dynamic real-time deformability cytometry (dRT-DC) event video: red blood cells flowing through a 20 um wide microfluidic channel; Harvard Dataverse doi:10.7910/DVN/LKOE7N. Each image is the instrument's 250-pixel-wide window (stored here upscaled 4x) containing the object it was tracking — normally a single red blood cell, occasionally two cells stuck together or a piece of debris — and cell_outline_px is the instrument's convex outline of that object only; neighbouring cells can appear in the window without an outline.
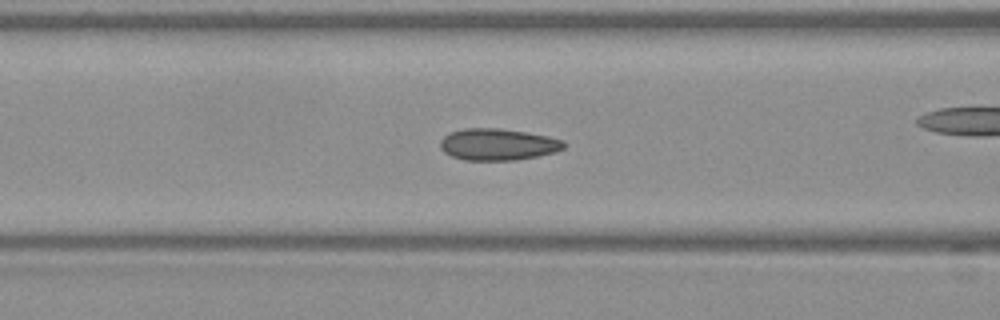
{"species": "Egyptian fruit bat (a non-hibernating species)", "species_latin": "Rousettus aegyptiacus", "temperature_condition": "warm", "stored_images_in_passage": 54, "camera_frame_rate_fps": 3000, "um_per_image_px": 0.085, "frame": {"image": 1, "passage_image": 21, "time_ms": 6.667, "image_size_px": [1000, 320], "cell_outline_px": [[568, 144], [564, 148], [556, 152], [516, 160], [464, 160], [452, 156], [444, 152], [440, 148], [440, 140], [448, 132], [464, 128], [500, 128], [548, 136], [564, 140]], "centroid_in_image_um": [42.32, 12.27], "position_along_channel_um": 124.3, "area_um2": 23.0}}
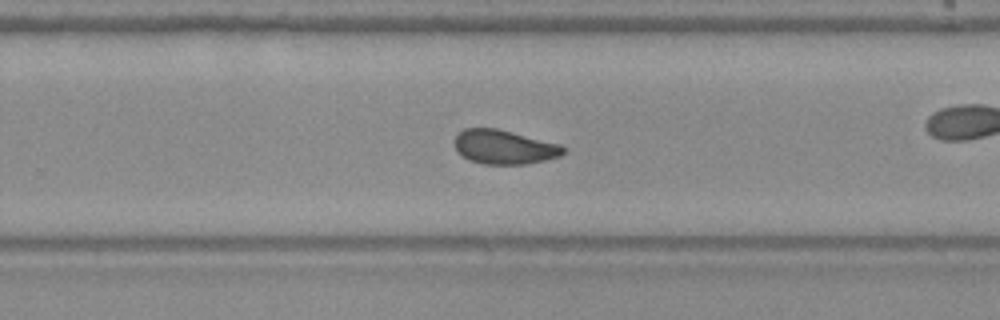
{"frame": {"image": 2, "passage_image": 34, "time_ms": 11.0, "image_size_px": [1000, 320], "cell_outline_px": [[564, 152], [560, 156], [544, 160], [524, 164], [484, 164], [468, 160], [452, 144], [452, 140], [464, 128], [496, 128], [560, 144], [564, 148]], "centroid_in_image_um": [42.81, 12.49], "position_along_channel_um": 287.0, "area_um2": 21.5}}
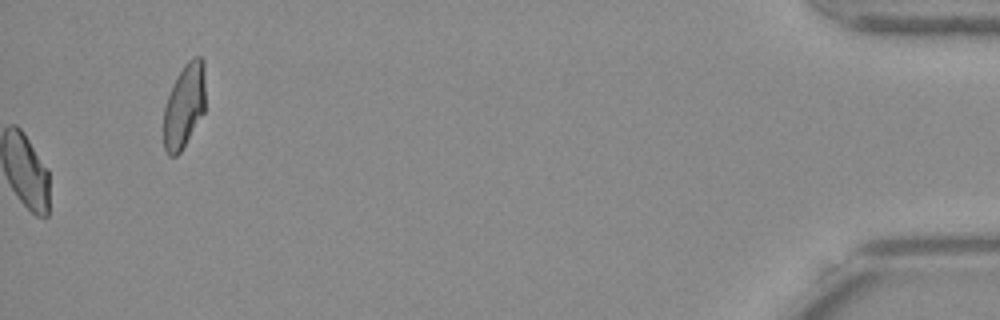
{"frame": {"image": 3, "passage_image": 54, "time_ms": 17.667, "image_size_px": [1000, 320], "cell_outline_px": [[204, 112], [180, 152], [176, 156], [168, 156], [164, 148], [164, 108], [172, 84], [176, 76], [184, 64], [192, 56], [200, 56], [204, 60]], "centroid_in_image_um": [15.65, 8.96], "position_along_channel_um": 419.6, "area_um2": 20.46}, "authors_computed_cell_mechanics": {"area_um2": 22.1663, "velocity_mm_per_s": 3.76, "shape_relaxation_time_tau1_ms": null, "shape_relaxation_time_tau2_ms": 0.9418, "deformation_change_tau1": null, "deformation_change_tau2": 0.0577}}